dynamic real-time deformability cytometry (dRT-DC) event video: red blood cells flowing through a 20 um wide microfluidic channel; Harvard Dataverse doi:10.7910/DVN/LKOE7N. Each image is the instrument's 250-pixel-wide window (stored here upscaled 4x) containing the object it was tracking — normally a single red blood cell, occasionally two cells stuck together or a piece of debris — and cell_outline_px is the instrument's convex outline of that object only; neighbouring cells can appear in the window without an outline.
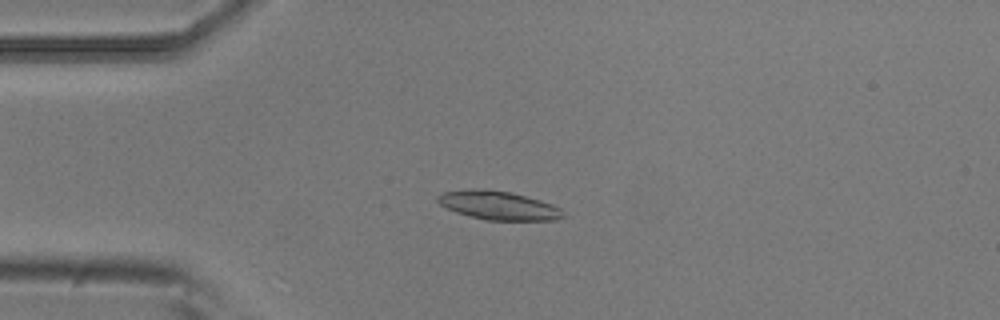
{"species": "common noctule bat (a hibernating species)", "species_latin": "Nyctalus noctula", "temperature_condition": "room temperature", "stored_images_in_passage": 5, "camera_frame_rate_fps": 3000, "um_per_image_px": 0.085, "animal": {"sex": "male", "body_mass_g": 20.5, "forearm_length_mm": 52.5}, "frame": {"image": 1, "passage_image": 4, "time_ms": 1.0, "image_size_px": [1000, 320], "cell_outline_px": [[564, 216], [556, 220], [484, 220], [456, 212], [440, 204], [436, 200], [436, 196], [444, 192], [476, 188], [512, 192], [540, 200], [552, 204], [560, 208], [564, 212]], "centroid_in_image_um": [42.37, 17.46], "position_along_channel_um": 42.6, "area_um2": 20.92}}